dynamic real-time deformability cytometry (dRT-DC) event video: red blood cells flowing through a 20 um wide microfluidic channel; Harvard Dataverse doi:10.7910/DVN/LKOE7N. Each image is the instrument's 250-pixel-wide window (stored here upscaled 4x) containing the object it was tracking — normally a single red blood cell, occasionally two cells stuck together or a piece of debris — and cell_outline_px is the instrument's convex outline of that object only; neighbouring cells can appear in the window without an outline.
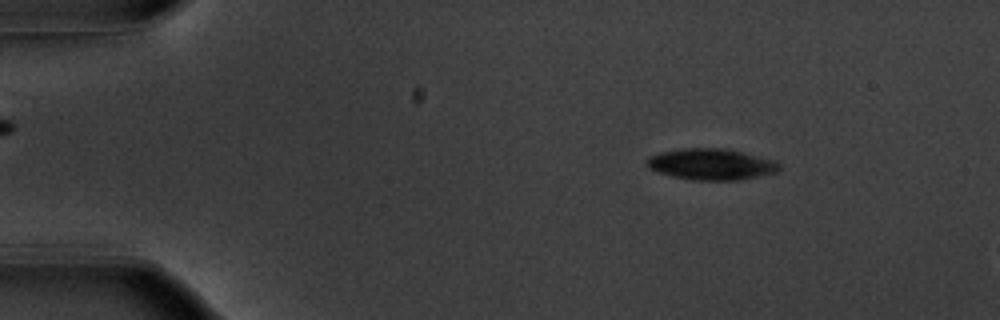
{"species": "common noctule bat (a hibernating species)", "species_latin": "Nyctalus noctula", "temperature_condition": "warm", "stored_images_in_passage": 11, "camera_frame_rate_fps": 3000, "um_per_image_px": 0.085, "animal": {"sex": "male", "body_mass_g": 20.1, "forearm_length_mm": 53.5}, "frame": {"image": 1, "passage_image": 4, "time_ms": 1.0, "image_size_px": [1000, 320], "cell_outline_px": [[780, 168], [776, 172], [736, 180], [692, 180], [672, 176], [648, 168], [648, 156], [660, 152], [680, 148], [724, 148], [776, 160], [780, 164]], "centroid_in_image_um": [60.45, 13.95], "position_along_channel_um": 24.6, "area_um2": 23.93}}